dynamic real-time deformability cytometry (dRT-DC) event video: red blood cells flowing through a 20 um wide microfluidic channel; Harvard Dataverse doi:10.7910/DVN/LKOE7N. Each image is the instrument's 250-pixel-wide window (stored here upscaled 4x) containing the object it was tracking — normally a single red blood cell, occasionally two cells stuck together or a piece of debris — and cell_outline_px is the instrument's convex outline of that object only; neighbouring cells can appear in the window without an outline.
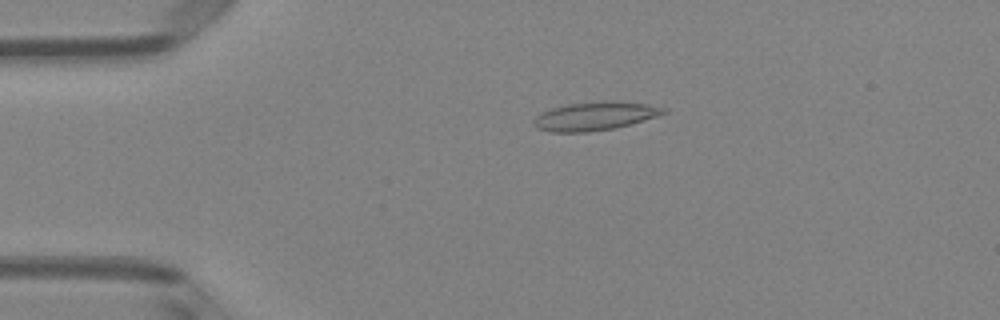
{"species": "Egyptian fruit bat (a non-hibernating species)", "species_latin": "Rousettus aegyptiacus", "temperature_condition": "room temperature", "stored_images_in_passage": 5, "camera_frame_rate_fps": 3000, "um_per_image_px": 0.085, "animal": {"sex": "female"}, "frame": {"image": 1, "passage_image": 3, "time_ms": 0.667, "image_size_px": [1000, 320], "cell_outline_px": [[668, 112], [656, 116], [616, 128], [588, 132], [552, 132], [536, 128], [532, 124], [532, 120], [536, 116], [552, 108], [568, 104], [604, 100], [616, 100], [648, 104], [668, 108]], "centroid_in_image_um": [50.58, 9.86], "position_along_channel_um": 34.4, "area_um2": 21.73}}
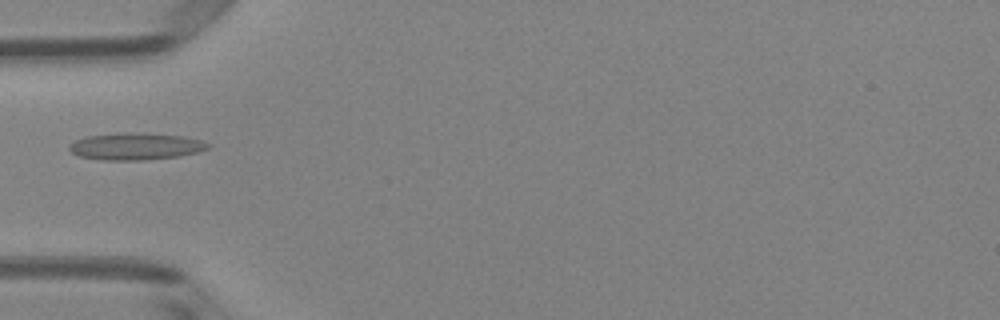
{"frame": {"image": 2, "passage_image": 4, "time_ms": 1.0, "image_size_px": [1000, 320], "cell_outline_px": [[212, 144], [208, 148], [196, 152], [180, 156], [144, 160], [100, 160], [80, 156], [72, 152], [68, 148], [68, 144], [76, 140], [88, 136], [184, 136], [200, 140]], "centroid_in_image_um": [11.54, 12.51], "position_along_channel_um": 73.5, "area_um2": 20.29}}
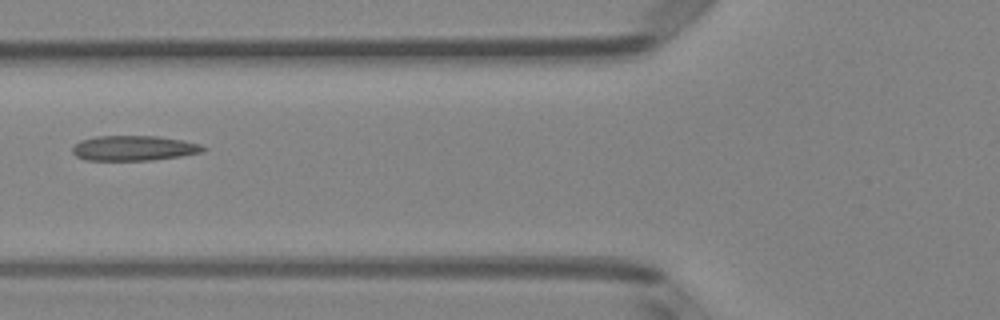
{"frame": {"image": 3, "passage_image": 5, "time_ms": 1.333, "image_size_px": [1000, 320], "cell_outline_px": [[208, 148], [204, 152], [180, 156], [152, 160], [84, 160], [76, 156], [72, 152], [72, 148], [80, 140], [96, 136], [156, 136], [184, 140], [200, 144]], "centroid_in_image_um": [11.4, 12.59], "position_along_channel_um": 114.4, "area_um2": 19.19}}